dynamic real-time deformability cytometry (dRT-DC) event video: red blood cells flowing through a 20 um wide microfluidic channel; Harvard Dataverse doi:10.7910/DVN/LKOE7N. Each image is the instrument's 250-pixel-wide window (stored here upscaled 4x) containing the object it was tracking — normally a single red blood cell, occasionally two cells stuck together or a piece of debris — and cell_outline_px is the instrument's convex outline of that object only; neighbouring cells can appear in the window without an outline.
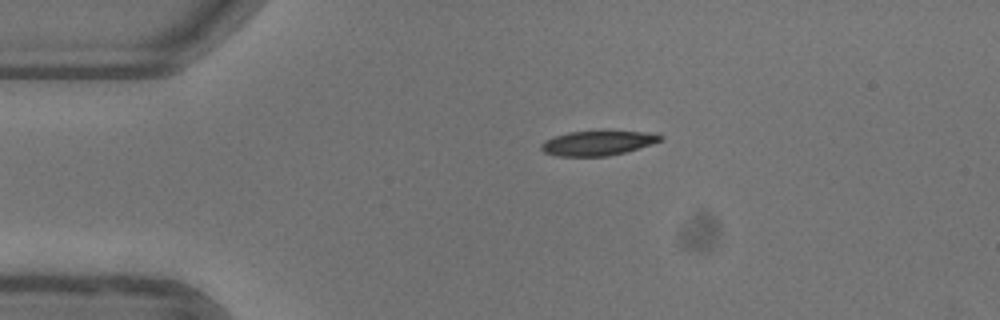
{"species": "common noctule bat (a hibernating species)", "species_latin": "Nyctalus noctula", "temperature_condition": "warm", "stored_images_in_passage": 33, "camera_frame_rate_fps": 3000, "um_per_image_px": 0.085, "animal": {"sex": "female"}, "frame": {"image": 1, "passage_image": 1, "time_ms": 0.0, "image_size_px": [1000, 320], "cell_outline_px": [[664, 136], [660, 140], [652, 144], [624, 152], [608, 156], [556, 156], [544, 152], [540, 148], [540, 144], [544, 140], [568, 132], [604, 128], [644, 132]], "centroid_in_image_um": [50.78, 12.11], "position_along_channel_um": 34.2, "area_um2": 17.8}}
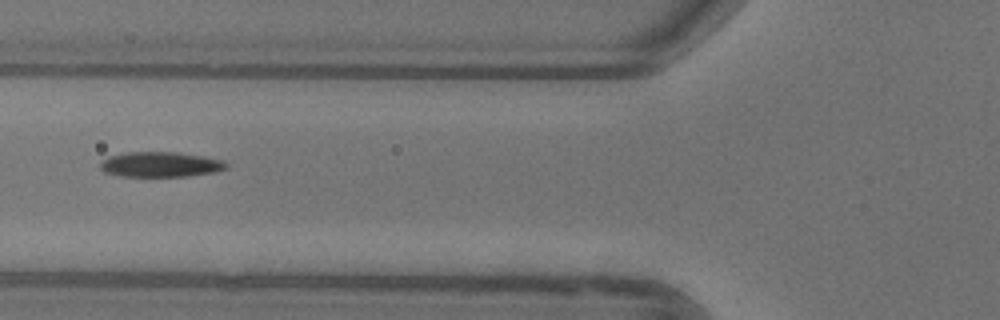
{"frame": {"image": 2, "passage_image": 10, "time_ms": 3.0, "image_size_px": [1000, 320], "cell_outline_px": [[228, 168], [212, 172], [188, 176], [120, 176], [104, 172], [100, 168], [100, 164], [108, 156], [128, 152], [176, 152], [204, 156], [224, 160], [228, 164]], "centroid_in_image_um": [13.65, 13.97], "position_along_channel_um": 112.1, "area_um2": 18.44}}
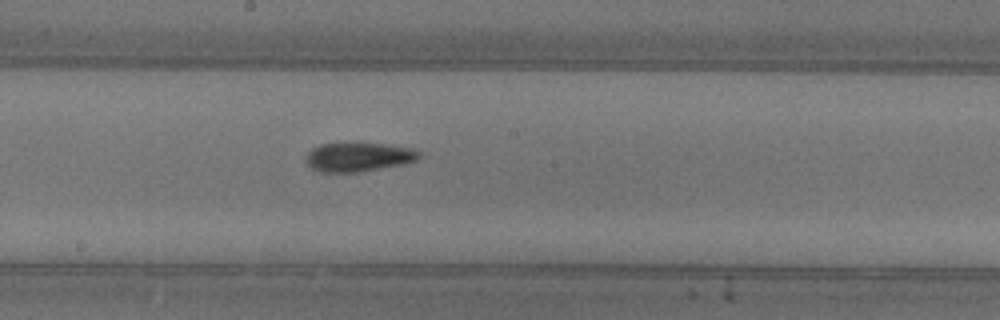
{"frame": {"image": 3, "passage_image": 18, "time_ms": 5.667, "image_size_px": [1000, 320], "cell_outline_px": [[420, 156], [416, 160], [404, 164], [356, 172], [320, 172], [312, 168], [308, 164], [308, 152], [312, 148], [320, 144], [388, 144], [412, 148], [420, 152]], "centroid_in_image_um": [30.5, 13.35], "position_along_channel_um": 217.7, "area_um2": 18.73}, "authors_computed_cell_mechanics": {"area_um2": 18.785, "velocity_mm_per_s": 3.955, "shape_relaxation_time_tau1_ms": 5.4442, "shape_relaxation_time_tau2_ms": 7.0029, "deformation_change_tau1": 0.1782, "deformation_change_tau2": 0.1478}}